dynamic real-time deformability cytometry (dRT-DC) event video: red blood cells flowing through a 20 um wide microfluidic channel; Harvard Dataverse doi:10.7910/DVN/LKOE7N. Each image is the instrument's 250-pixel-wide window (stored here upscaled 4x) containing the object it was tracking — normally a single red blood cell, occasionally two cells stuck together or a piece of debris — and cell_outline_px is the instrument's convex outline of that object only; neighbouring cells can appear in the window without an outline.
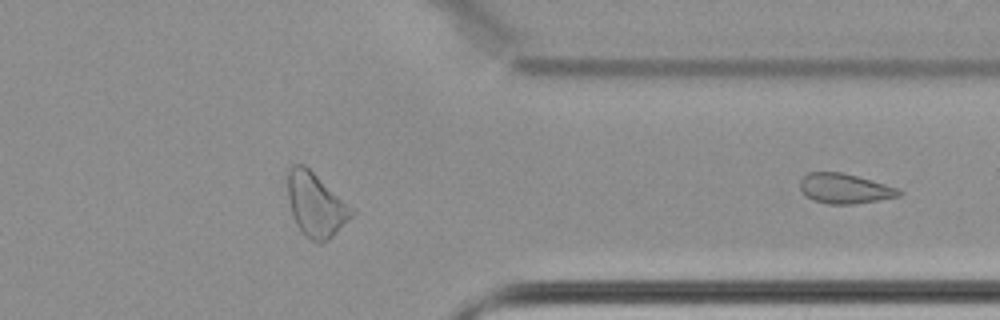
{"species": "common noctule bat (a hibernating species)", "species_latin": "Nyctalus noctula", "temperature_condition": "cold", "stored_images_in_passage": 30, "segment_of_instrument_passage": [2, 2], "camera_frame_rate_fps": 3000, "um_per_image_px": 0.085, "animal": {"sex": "female", "body_mass_g": 22.7, "forearm_length_mm": 54.2}, "frame": {"image": 1, "passage_image": 30, "time_ms": 9.667, "image_size_px": [1000, 320], "cell_outline_px": [[904, 192], [900, 196], [856, 204], [828, 204], [812, 200], [800, 188], [800, 180], [808, 172], [840, 172], [872, 180], [896, 188]], "centroid_in_image_um": [71.8, 16.03], "position_along_channel_um": 339.6, "area_um2": 17.11}}